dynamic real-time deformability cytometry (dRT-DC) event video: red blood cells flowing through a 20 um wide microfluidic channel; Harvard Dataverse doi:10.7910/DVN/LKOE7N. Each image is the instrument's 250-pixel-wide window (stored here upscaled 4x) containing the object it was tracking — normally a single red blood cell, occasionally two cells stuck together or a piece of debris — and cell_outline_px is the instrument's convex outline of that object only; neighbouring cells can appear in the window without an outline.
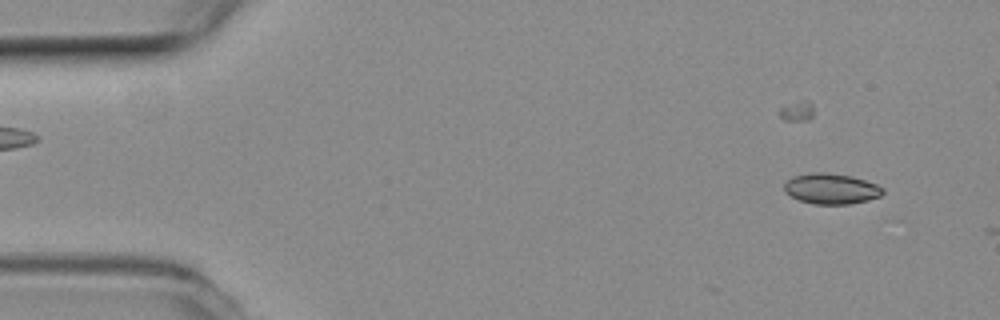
{"species": "common noctule bat (a hibernating species)", "species_latin": "Nyctalus noctula", "temperature_condition": "room temperature", "stored_images_in_passage": 8, "camera_frame_rate_fps": 3000, "um_per_image_px": 0.085, "animal": {"sex": "female", "body_mass_g": 19.3, "forearm_length_mm": 54.1}, "frame": {"image": 1, "passage_image": 5, "time_ms": 1.333, "image_size_px": [1000, 320], "cell_outline_px": [[884, 192], [880, 196], [868, 200], [848, 204], [812, 204], [800, 200], [784, 192], [784, 184], [792, 176], [812, 172], [824, 172], [852, 176], [876, 184], [884, 188]], "centroid_in_image_um": [70.64, 16.04], "position_along_channel_um": 14.4, "area_um2": 17.57}}